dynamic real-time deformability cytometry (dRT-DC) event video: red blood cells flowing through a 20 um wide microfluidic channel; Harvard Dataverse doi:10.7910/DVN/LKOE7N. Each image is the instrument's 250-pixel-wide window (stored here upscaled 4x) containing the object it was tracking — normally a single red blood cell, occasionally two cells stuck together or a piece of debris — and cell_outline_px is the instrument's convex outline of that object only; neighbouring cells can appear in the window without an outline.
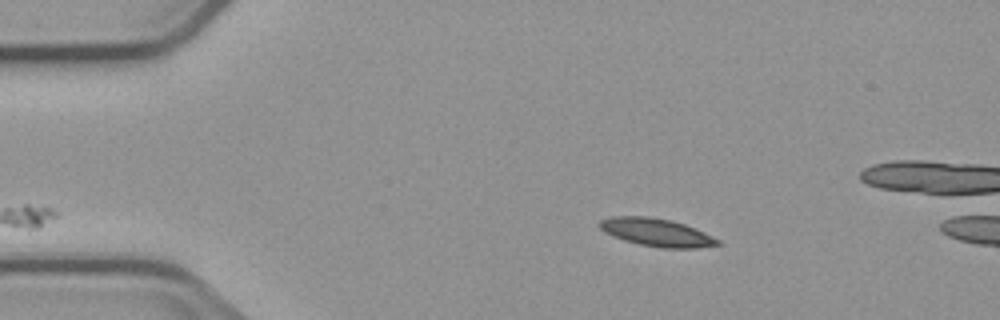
{"species": "common noctule bat (a hibernating species)", "species_latin": "Nyctalus noctula", "temperature_condition": "cold", "stored_images_in_passage": 3, "segment_of_instrument_passage": [2, 2], "camera_frame_rate_fps": 3000, "um_per_image_px": 0.085, "animal": {"sex": "male", "body_mass_g": 23.1, "forearm_length_mm": 52.7}, "frame": {"image": 1, "passage_image": 3, "time_ms": 2.333, "image_size_px": [1000, 320], "cell_outline_px": [[720, 244], [696, 248], [660, 248], [640, 244], [624, 240], [612, 236], [604, 232], [596, 224], [600, 220], [608, 216], [648, 216], [672, 220], [684, 224], [704, 232], [720, 240]], "centroid_in_image_um": [55.75, 19.74], "position_along_channel_um": 29.2, "area_um2": 19.31}}